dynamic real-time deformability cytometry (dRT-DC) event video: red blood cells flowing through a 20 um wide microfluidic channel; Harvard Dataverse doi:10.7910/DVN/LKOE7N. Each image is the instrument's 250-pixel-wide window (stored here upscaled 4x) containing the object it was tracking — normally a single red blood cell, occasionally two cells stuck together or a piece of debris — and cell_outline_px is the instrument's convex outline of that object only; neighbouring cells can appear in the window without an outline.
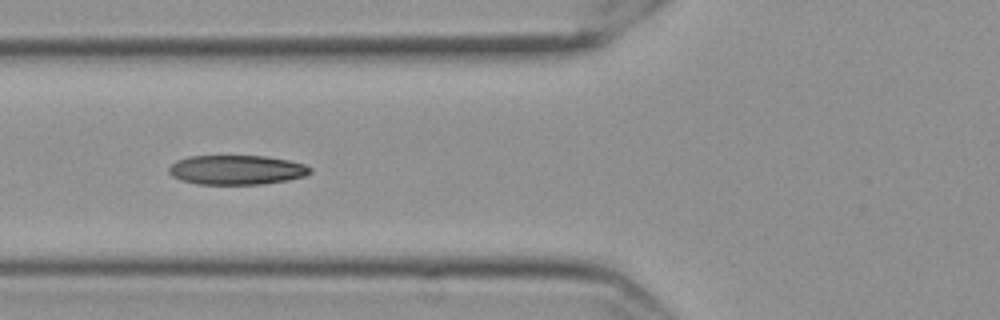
{"species": "Egyptian fruit bat (a non-hibernating species)", "species_latin": "Rousettus aegyptiacus", "temperature_condition": "cold", "stored_images_in_passage": 40, "camera_frame_rate_fps": 3000, "um_per_image_px": 0.085, "frame": {"image": 1, "passage_image": 7, "time_ms": 2.0, "image_size_px": [1000, 320], "cell_outline_px": [[312, 172], [304, 176], [288, 180], [260, 184], [196, 184], [180, 180], [172, 176], [168, 172], [168, 168], [176, 160], [188, 156], [264, 156], [288, 160], [304, 164], [312, 168]], "centroid_in_image_um": [20.09, 14.44], "position_along_channel_um": 105.7, "area_um2": 24.33}}
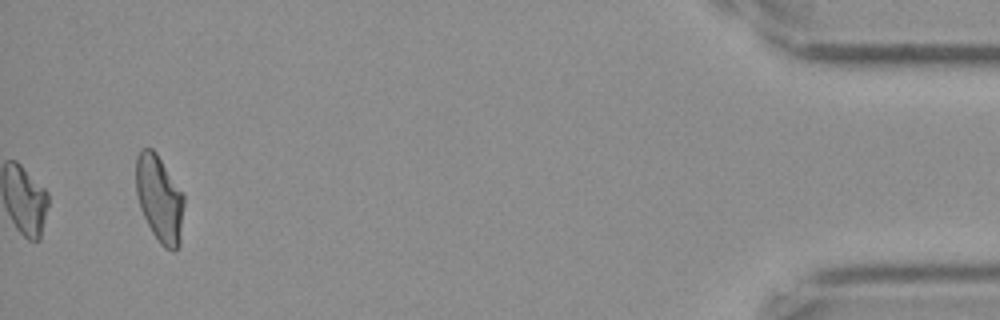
{"frame": {"image": 2, "passage_image": 40, "time_ms": 13.0, "image_size_px": [1000, 320], "cell_outline_px": [[184, 204], [180, 244], [176, 252], [172, 252], [164, 248], [160, 244], [152, 232], [140, 208], [136, 192], [136, 156], [140, 148], [152, 148], [156, 152], [184, 196]], "centroid_in_image_um": [13.55, 16.92], "position_along_channel_um": 421.6, "area_um2": 24.33}}